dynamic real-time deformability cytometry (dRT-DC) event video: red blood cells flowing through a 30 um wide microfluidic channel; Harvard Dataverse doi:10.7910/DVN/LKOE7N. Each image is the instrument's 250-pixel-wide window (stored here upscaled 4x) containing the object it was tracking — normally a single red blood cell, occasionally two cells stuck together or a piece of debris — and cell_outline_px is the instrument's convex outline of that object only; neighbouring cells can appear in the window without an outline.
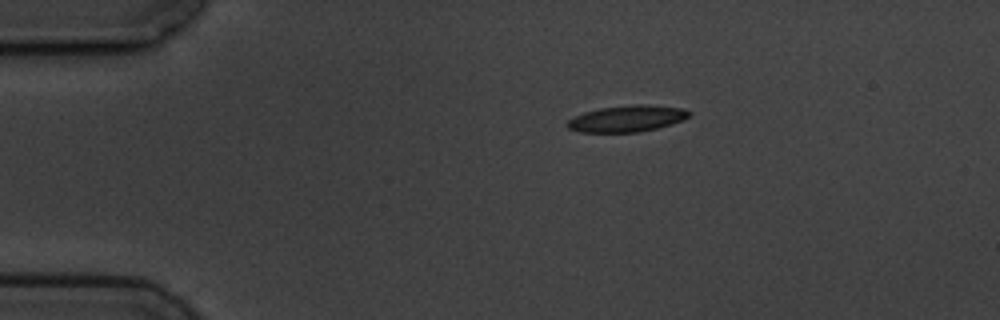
{"species": "common noctule bat (a hibernating species)", "species_latin": "Nyctalus noctula", "temperature_condition": "cold", "stored_images_in_passage": 6, "camera_frame_rate_fps": 3000, "um_per_image_px": 0.085, "animal": {"sex": "male", "body_mass_g": 19.5, "forearm_length_mm": 54.6}, "frame": {"image": 1, "passage_image": 1, "time_ms": 0.0, "image_size_px": [1000, 320], "cell_outline_px": [[692, 112], [684, 120], [672, 124], [640, 132], [580, 132], [568, 128], [564, 124], [568, 120], [584, 112], [600, 108], [632, 104], [648, 104], [684, 108]], "centroid_in_image_um": [53.32, 10.07], "position_along_channel_um": 31.7, "area_um2": 18.9}}
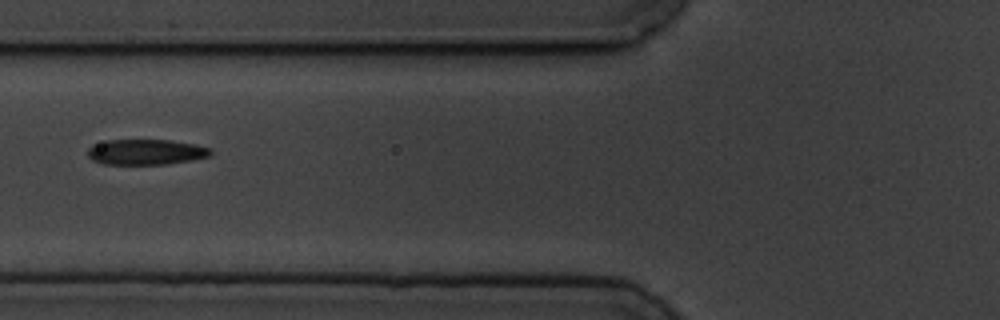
{"frame": {"image": 2, "passage_image": 4, "time_ms": 3.667, "image_size_px": [1000, 320], "cell_outline_px": [[212, 152], [208, 156], [192, 160], [164, 164], [104, 164], [92, 160], [88, 156], [88, 148], [108, 140], [172, 140], [196, 144], [208, 148]], "centroid_in_image_um": [12.41, 12.92], "position_along_channel_um": 113.4, "area_um2": 18.03}}
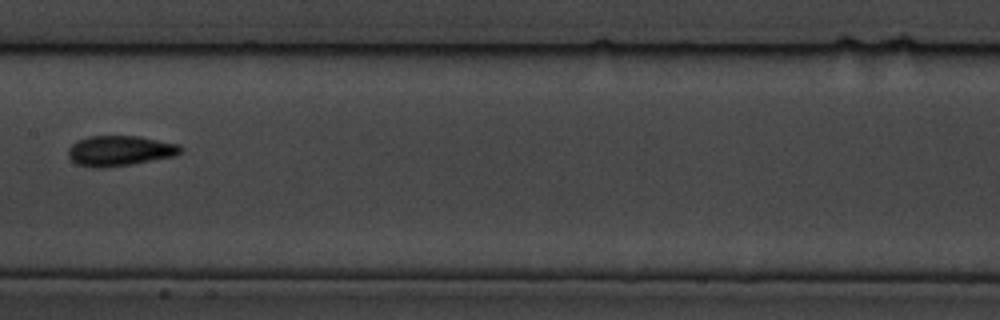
{"frame": {"image": 3, "passage_image": 6, "time_ms": 6.0, "image_size_px": [1000, 320], "cell_outline_px": [[184, 148], [176, 156], [132, 164], [104, 168], [92, 168], [76, 164], [68, 156], [68, 148], [72, 144], [88, 136], [140, 136], [180, 144]], "centroid_in_image_um": [10.21, 12.82], "position_along_channel_um": 197.2, "area_um2": 20.06}}